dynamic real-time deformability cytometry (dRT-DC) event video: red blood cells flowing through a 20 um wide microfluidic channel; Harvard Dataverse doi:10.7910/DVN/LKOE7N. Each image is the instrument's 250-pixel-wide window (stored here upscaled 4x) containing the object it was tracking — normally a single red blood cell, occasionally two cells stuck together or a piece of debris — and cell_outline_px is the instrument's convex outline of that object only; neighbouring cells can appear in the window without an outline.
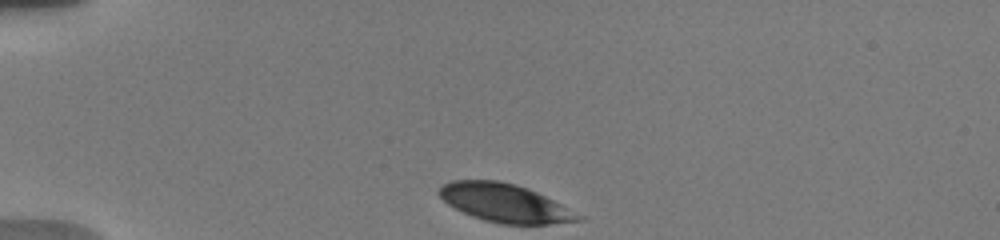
{"species": "human", "species_latin": "Homo sapiens", "temperature_condition": "warm", "stored_images_in_passage": 4, "camera_frame_rate_fps": 3000, "um_per_image_px": 0.085, "donor": {"sex": "male"}, "frame": {"image": 1, "passage_image": 1, "time_ms": 0.0, "image_size_px": [1000, 240], "cell_outline_px": [[584, 220], [548, 224], [500, 224], [484, 220], [472, 216], [448, 204], [436, 192], [444, 184], [452, 180], [500, 180], [516, 184], [528, 188], [584, 216]], "centroid_in_image_um": [42.91, 17.25], "position_along_channel_um": 42.1, "area_um2": 30.87}}
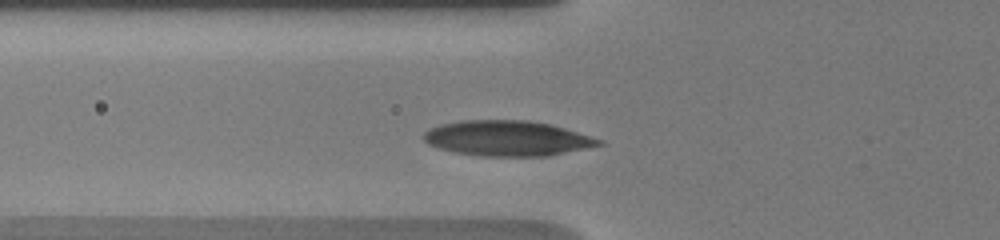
{"frame": {"image": 2, "passage_image": 4, "time_ms": 2.333, "image_size_px": [1000, 240], "cell_outline_px": [[604, 144], [548, 156], [480, 156], [456, 152], [440, 148], [428, 144], [420, 136], [428, 128], [440, 124], [460, 120], [528, 120], [552, 124], [604, 140]], "centroid_in_image_um": [43.1, 11.74], "position_along_channel_um": 82.7, "area_um2": 36.24}}